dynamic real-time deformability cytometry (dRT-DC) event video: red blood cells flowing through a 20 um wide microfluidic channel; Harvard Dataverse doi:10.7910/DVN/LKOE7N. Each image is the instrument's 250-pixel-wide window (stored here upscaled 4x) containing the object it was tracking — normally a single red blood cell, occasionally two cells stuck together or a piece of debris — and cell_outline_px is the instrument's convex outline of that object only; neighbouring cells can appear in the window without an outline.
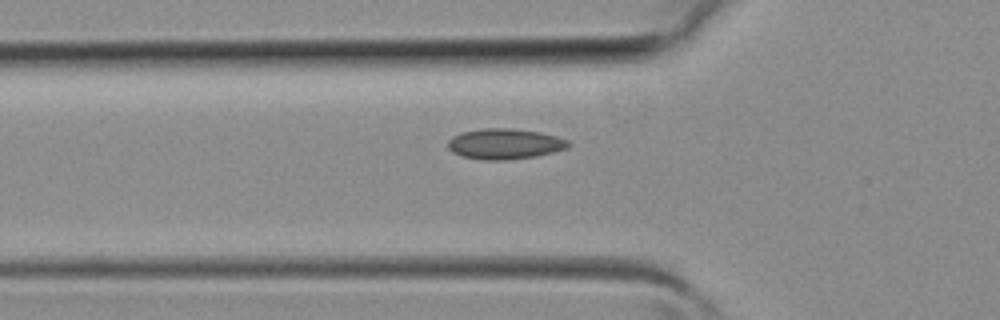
{"species": "common noctule bat (a hibernating species)", "species_latin": "Nyctalus noctula", "temperature_condition": "room temperature", "stored_images_in_passage": 26, "camera_frame_rate_fps": 3000, "um_per_image_px": 0.085, "animal": {"sex": "female", "body_mass_g": 19.3, "forearm_length_mm": 54.1}, "frame": {"image": 1, "passage_image": 3, "time_ms": 0.667, "image_size_px": [1000, 320], "cell_outline_px": [[572, 144], [568, 148], [536, 156], [508, 160], [484, 160], [464, 156], [452, 152], [448, 148], [448, 140], [452, 136], [460, 132], [484, 128], [508, 128], [540, 132], [556, 136], [568, 140]], "centroid_in_image_um": [42.91, 12.23], "position_along_channel_um": 82.9, "area_um2": 21.5}}
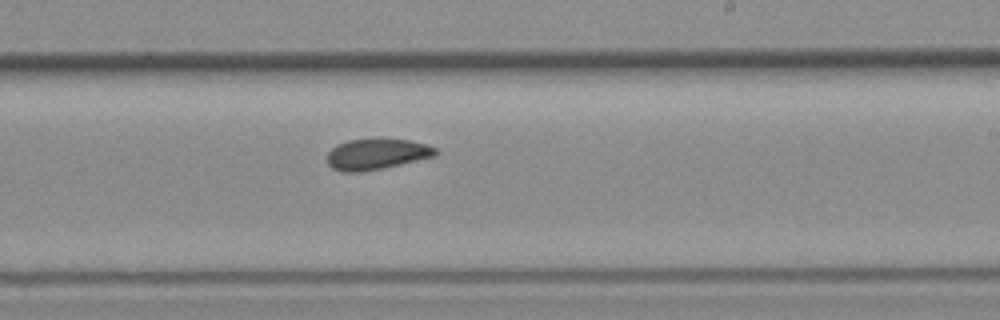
{"frame": {"image": 2, "passage_image": 13, "time_ms": 4.0, "image_size_px": [1000, 320], "cell_outline_px": [[440, 152], [436, 156], [384, 168], [360, 172], [340, 172], [332, 168], [328, 164], [328, 152], [336, 144], [348, 140], [408, 140], [424, 144], [436, 148]], "centroid_in_image_um": [32.01, 13.13], "position_along_channel_um": 257.0, "area_um2": 19.31}}
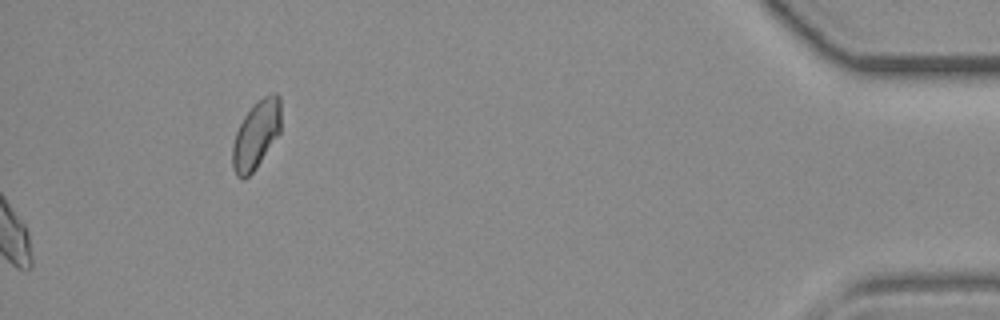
{"frame": {"image": 3, "passage_image": 26, "time_ms": 8.333, "image_size_px": [1000, 320], "cell_outline_px": [[280, 132], [256, 168], [248, 176], [236, 176], [232, 168], [232, 144], [236, 132], [244, 116], [252, 104], [264, 96], [272, 92], [276, 92], [280, 96]], "centroid_in_image_um": [21.77, 11.41], "position_along_channel_um": 413.4, "area_um2": 19.19}}